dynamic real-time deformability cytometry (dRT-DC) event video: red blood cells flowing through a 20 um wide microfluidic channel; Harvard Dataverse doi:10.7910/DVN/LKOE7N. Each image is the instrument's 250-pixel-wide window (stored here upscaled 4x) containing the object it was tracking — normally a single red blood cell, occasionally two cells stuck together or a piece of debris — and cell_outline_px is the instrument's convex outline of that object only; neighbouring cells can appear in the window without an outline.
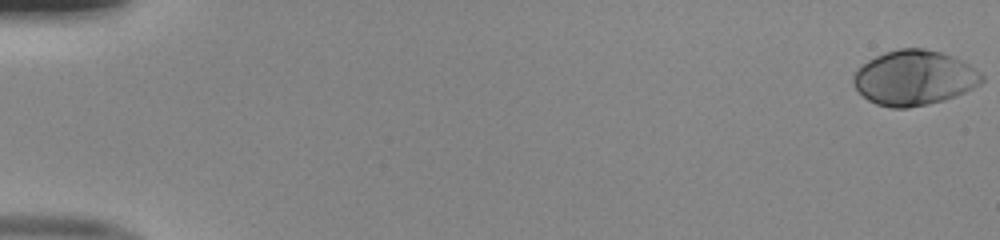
{"species": "human", "species_latin": "Homo sapiens", "temperature_condition": "room temperature", "stored_images_in_passage": 53, "camera_frame_rate_fps": 3000, "um_per_image_px": 0.085, "donor": {"sex": "male"}, "frame": {"image": 1, "passage_image": 1, "time_ms": 0.0, "image_size_px": [1000, 240], "cell_outline_px": [[984, 80], [980, 84], [956, 96], [944, 100], [928, 104], [908, 108], [892, 108], [876, 104], [868, 100], [852, 84], [852, 76], [868, 60], [884, 52], [900, 48], [924, 48], [940, 52], [952, 56], [968, 64], [980, 72], [984, 76]], "centroid_in_image_um": [77.7, 6.62], "position_along_channel_um": 7.3, "area_um2": 40.98}}
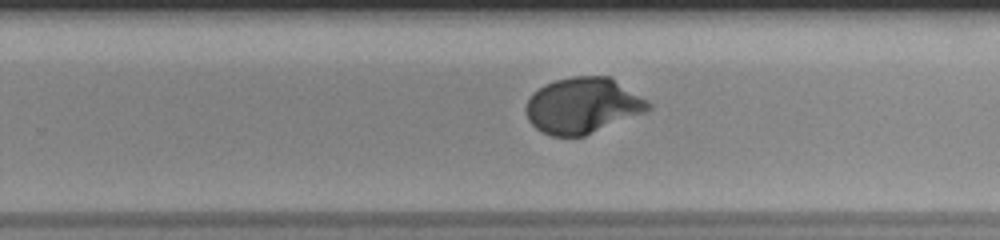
{"frame": {"image": 2, "passage_image": 35, "time_ms": 11.333, "image_size_px": [1000, 240], "cell_outline_px": [[652, 108], [644, 112], [584, 136], [552, 136], [536, 128], [528, 120], [524, 108], [532, 92], [544, 84], [556, 80], [572, 76], [608, 76], [648, 100], [652, 104]], "centroid_in_image_um": [49.5, 8.96], "position_along_channel_um": 280.3, "area_um2": 39.59}}
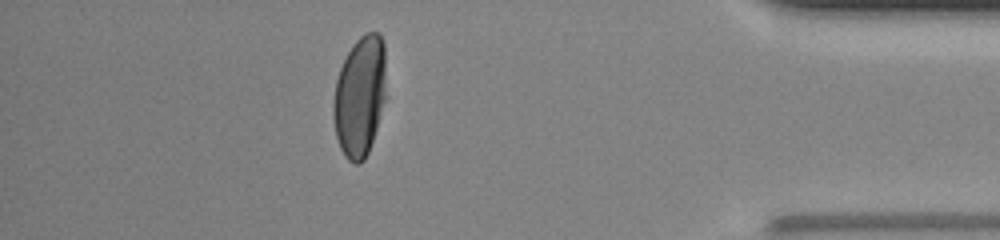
{"frame": {"image": 3, "passage_image": 47, "time_ms": 15.333, "image_size_px": [1000, 240], "cell_outline_px": [[384, 100], [376, 128], [368, 152], [364, 160], [360, 164], [356, 164], [348, 160], [344, 156], [340, 148], [336, 136], [332, 116], [332, 104], [336, 80], [340, 68], [352, 44], [364, 32], [380, 32], [384, 44]], "centroid_in_image_um": [30.55, 8.18], "position_along_channel_um": 404.7, "area_um2": 36.93}, "authors_computed_cell_mechanics": {"area_um2": 38.8416, "velocity_mm_per_s": 3.9964, "shape_relaxation_time_tau1_ms": 3.2643, "shape_relaxation_time_tau2_ms": null, "deformation_change_tau1": 0.1995, "deformation_change_tau2": null}}